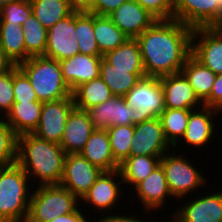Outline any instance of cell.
I'll return each mask as SVG.
<instances>
[{
	"label": "cell",
	"instance_id": "cell-45",
	"mask_svg": "<svg viewBox=\"0 0 222 222\" xmlns=\"http://www.w3.org/2000/svg\"><path fill=\"white\" fill-rule=\"evenodd\" d=\"M79 208L80 206L74 212L58 216L50 222H90V219L89 221L87 219L88 216H86Z\"/></svg>",
	"mask_w": 222,
	"mask_h": 222
},
{
	"label": "cell",
	"instance_id": "cell-24",
	"mask_svg": "<svg viewBox=\"0 0 222 222\" xmlns=\"http://www.w3.org/2000/svg\"><path fill=\"white\" fill-rule=\"evenodd\" d=\"M43 102H14L5 117L17 136L33 133L39 125Z\"/></svg>",
	"mask_w": 222,
	"mask_h": 222
},
{
	"label": "cell",
	"instance_id": "cell-13",
	"mask_svg": "<svg viewBox=\"0 0 222 222\" xmlns=\"http://www.w3.org/2000/svg\"><path fill=\"white\" fill-rule=\"evenodd\" d=\"M173 19L193 29L218 27V1L173 0Z\"/></svg>",
	"mask_w": 222,
	"mask_h": 222
},
{
	"label": "cell",
	"instance_id": "cell-44",
	"mask_svg": "<svg viewBox=\"0 0 222 222\" xmlns=\"http://www.w3.org/2000/svg\"><path fill=\"white\" fill-rule=\"evenodd\" d=\"M107 216L104 217H100L99 215V220H97V222H151L150 220L148 221H144V220H141V219H137L138 217L134 216L133 215H122L119 213V215L117 214V212L115 213L116 215H111L110 212L109 213H106ZM110 214V215H108ZM153 222V221H152Z\"/></svg>",
	"mask_w": 222,
	"mask_h": 222
},
{
	"label": "cell",
	"instance_id": "cell-41",
	"mask_svg": "<svg viewBox=\"0 0 222 222\" xmlns=\"http://www.w3.org/2000/svg\"><path fill=\"white\" fill-rule=\"evenodd\" d=\"M158 20L173 19V0H136Z\"/></svg>",
	"mask_w": 222,
	"mask_h": 222
},
{
	"label": "cell",
	"instance_id": "cell-48",
	"mask_svg": "<svg viewBox=\"0 0 222 222\" xmlns=\"http://www.w3.org/2000/svg\"><path fill=\"white\" fill-rule=\"evenodd\" d=\"M218 1V27H222V0Z\"/></svg>",
	"mask_w": 222,
	"mask_h": 222
},
{
	"label": "cell",
	"instance_id": "cell-4",
	"mask_svg": "<svg viewBox=\"0 0 222 222\" xmlns=\"http://www.w3.org/2000/svg\"><path fill=\"white\" fill-rule=\"evenodd\" d=\"M26 74L40 102H49L72 96L65 83L59 61L46 56L30 57L18 64Z\"/></svg>",
	"mask_w": 222,
	"mask_h": 222
},
{
	"label": "cell",
	"instance_id": "cell-10",
	"mask_svg": "<svg viewBox=\"0 0 222 222\" xmlns=\"http://www.w3.org/2000/svg\"><path fill=\"white\" fill-rule=\"evenodd\" d=\"M130 147V156H163L172 148L165 138L159 117L134 125Z\"/></svg>",
	"mask_w": 222,
	"mask_h": 222
},
{
	"label": "cell",
	"instance_id": "cell-33",
	"mask_svg": "<svg viewBox=\"0 0 222 222\" xmlns=\"http://www.w3.org/2000/svg\"><path fill=\"white\" fill-rule=\"evenodd\" d=\"M75 31L80 53L103 56L94 35V14L75 11Z\"/></svg>",
	"mask_w": 222,
	"mask_h": 222
},
{
	"label": "cell",
	"instance_id": "cell-47",
	"mask_svg": "<svg viewBox=\"0 0 222 222\" xmlns=\"http://www.w3.org/2000/svg\"><path fill=\"white\" fill-rule=\"evenodd\" d=\"M15 64L12 60L6 55L4 49L0 45V74L7 72L12 69Z\"/></svg>",
	"mask_w": 222,
	"mask_h": 222
},
{
	"label": "cell",
	"instance_id": "cell-17",
	"mask_svg": "<svg viewBox=\"0 0 222 222\" xmlns=\"http://www.w3.org/2000/svg\"><path fill=\"white\" fill-rule=\"evenodd\" d=\"M87 111L93 127L97 130H108L111 126L134 125V109L123 97L114 96Z\"/></svg>",
	"mask_w": 222,
	"mask_h": 222
},
{
	"label": "cell",
	"instance_id": "cell-29",
	"mask_svg": "<svg viewBox=\"0 0 222 222\" xmlns=\"http://www.w3.org/2000/svg\"><path fill=\"white\" fill-rule=\"evenodd\" d=\"M162 156H129L119 166L123 183L134 187L151 174L161 162Z\"/></svg>",
	"mask_w": 222,
	"mask_h": 222
},
{
	"label": "cell",
	"instance_id": "cell-46",
	"mask_svg": "<svg viewBox=\"0 0 222 222\" xmlns=\"http://www.w3.org/2000/svg\"><path fill=\"white\" fill-rule=\"evenodd\" d=\"M94 0H68L73 11L88 12L93 5Z\"/></svg>",
	"mask_w": 222,
	"mask_h": 222
},
{
	"label": "cell",
	"instance_id": "cell-7",
	"mask_svg": "<svg viewBox=\"0 0 222 222\" xmlns=\"http://www.w3.org/2000/svg\"><path fill=\"white\" fill-rule=\"evenodd\" d=\"M123 98L134 109V125L159 117L165 109L160 77L141 78Z\"/></svg>",
	"mask_w": 222,
	"mask_h": 222
},
{
	"label": "cell",
	"instance_id": "cell-20",
	"mask_svg": "<svg viewBox=\"0 0 222 222\" xmlns=\"http://www.w3.org/2000/svg\"><path fill=\"white\" fill-rule=\"evenodd\" d=\"M102 57L78 53L59 62L63 79L71 91L79 85L100 76Z\"/></svg>",
	"mask_w": 222,
	"mask_h": 222
},
{
	"label": "cell",
	"instance_id": "cell-23",
	"mask_svg": "<svg viewBox=\"0 0 222 222\" xmlns=\"http://www.w3.org/2000/svg\"><path fill=\"white\" fill-rule=\"evenodd\" d=\"M80 154L102 171H114L120 164L114 159L107 130L95 129Z\"/></svg>",
	"mask_w": 222,
	"mask_h": 222
},
{
	"label": "cell",
	"instance_id": "cell-19",
	"mask_svg": "<svg viewBox=\"0 0 222 222\" xmlns=\"http://www.w3.org/2000/svg\"><path fill=\"white\" fill-rule=\"evenodd\" d=\"M94 130L89 112L74 107L68 115L59 145L66 154L80 153Z\"/></svg>",
	"mask_w": 222,
	"mask_h": 222
},
{
	"label": "cell",
	"instance_id": "cell-11",
	"mask_svg": "<svg viewBox=\"0 0 222 222\" xmlns=\"http://www.w3.org/2000/svg\"><path fill=\"white\" fill-rule=\"evenodd\" d=\"M74 107L72 96L43 102L40 122L33 134L47 141L60 144L68 115Z\"/></svg>",
	"mask_w": 222,
	"mask_h": 222
},
{
	"label": "cell",
	"instance_id": "cell-6",
	"mask_svg": "<svg viewBox=\"0 0 222 222\" xmlns=\"http://www.w3.org/2000/svg\"><path fill=\"white\" fill-rule=\"evenodd\" d=\"M174 151L172 148L173 154L165 153L161 157L160 165L165 172L171 195L175 199H180L189 196L191 191L198 190V187H204L207 179L197 168L192 166L191 162L184 159L180 153L175 154Z\"/></svg>",
	"mask_w": 222,
	"mask_h": 222
},
{
	"label": "cell",
	"instance_id": "cell-30",
	"mask_svg": "<svg viewBox=\"0 0 222 222\" xmlns=\"http://www.w3.org/2000/svg\"><path fill=\"white\" fill-rule=\"evenodd\" d=\"M94 35L102 55L122 45L128 37L108 16L94 14Z\"/></svg>",
	"mask_w": 222,
	"mask_h": 222
},
{
	"label": "cell",
	"instance_id": "cell-25",
	"mask_svg": "<svg viewBox=\"0 0 222 222\" xmlns=\"http://www.w3.org/2000/svg\"><path fill=\"white\" fill-rule=\"evenodd\" d=\"M103 58L113 65L114 69L130 70V73H145L136 39L128 38L122 45L103 55Z\"/></svg>",
	"mask_w": 222,
	"mask_h": 222
},
{
	"label": "cell",
	"instance_id": "cell-27",
	"mask_svg": "<svg viewBox=\"0 0 222 222\" xmlns=\"http://www.w3.org/2000/svg\"><path fill=\"white\" fill-rule=\"evenodd\" d=\"M74 106L81 110H88L114 97L110 88L99 76L85 82L72 91Z\"/></svg>",
	"mask_w": 222,
	"mask_h": 222
},
{
	"label": "cell",
	"instance_id": "cell-40",
	"mask_svg": "<svg viewBox=\"0 0 222 222\" xmlns=\"http://www.w3.org/2000/svg\"><path fill=\"white\" fill-rule=\"evenodd\" d=\"M14 103L13 68L0 74V114L5 118Z\"/></svg>",
	"mask_w": 222,
	"mask_h": 222
},
{
	"label": "cell",
	"instance_id": "cell-1",
	"mask_svg": "<svg viewBox=\"0 0 222 222\" xmlns=\"http://www.w3.org/2000/svg\"><path fill=\"white\" fill-rule=\"evenodd\" d=\"M192 33L193 28L175 19L157 20L143 31L136 40L146 76L180 73L191 55Z\"/></svg>",
	"mask_w": 222,
	"mask_h": 222
},
{
	"label": "cell",
	"instance_id": "cell-22",
	"mask_svg": "<svg viewBox=\"0 0 222 222\" xmlns=\"http://www.w3.org/2000/svg\"><path fill=\"white\" fill-rule=\"evenodd\" d=\"M135 194L142 206L146 209L145 212L155 211L161 207H165L164 203L169 197H173L169 191L165 172L161 165H159L151 174L144 180L139 182L135 187Z\"/></svg>",
	"mask_w": 222,
	"mask_h": 222
},
{
	"label": "cell",
	"instance_id": "cell-26",
	"mask_svg": "<svg viewBox=\"0 0 222 222\" xmlns=\"http://www.w3.org/2000/svg\"><path fill=\"white\" fill-rule=\"evenodd\" d=\"M181 73L186 77L198 98L204 102L210 96L217 74L201 64L192 55L187 58Z\"/></svg>",
	"mask_w": 222,
	"mask_h": 222
},
{
	"label": "cell",
	"instance_id": "cell-43",
	"mask_svg": "<svg viewBox=\"0 0 222 222\" xmlns=\"http://www.w3.org/2000/svg\"><path fill=\"white\" fill-rule=\"evenodd\" d=\"M127 0H94L89 13L108 16Z\"/></svg>",
	"mask_w": 222,
	"mask_h": 222
},
{
	"label": "cell",
	"instance_id": "cell-32",
	"mask_svg": "<svg viewBox=\"0 0 222 222\" xmlns=\"http://www.w3.org/2000/svg\"><path fill=\"white\" fill-rule=\"evenodd\" d=\"M30 3L33 15L46 29L73 12L68 0H30Z\"/></svg>",
	"mask_w": 222,
	"mask_h": 222
},
{
	"label": "cell",
	"instance_id": "cell-15",
	"mask_svg": "<svg viewBox=\"0 0 222 222\" xmlns=\"http://www.w3.org/2000/svg\"><path fill=\"white\" fill-rule=\"evenodd\" d=\"M117 178L118 181H116ZM121 183L123 184V181L119 169L103 171L89 191L81 198L80 204L81 202H84V206L85 203L91 204L90 206H93L95 211L99 210L105 217L104 212H109L112 207H116L118 199H121L119 198L121 197L120 191H123L120 189Z\"/></svg>",
	"mask_w": 222,
	"mask_h": 222
},
{
	"label": "cell",
	"instance_id": "cell-8",
	"mask_svg": "<svg viewBox=\"0 0 222 222\" xmlns=\"http://www.w3.org/2000/svg\"><path fill=\"white\" fill-rule=\"evenodd\" d=\"M191 55L215 74L222 73V27L194 28Z\"/></svg>",
	"mask_w": 222,
	"mask_h": 222
},
{
	"label": "cell",
	"instance_id": "cell-18",
	"mask_svg": "<svg viewBox=\"0 0 222 222\" xmlns=\"http://www.w3.org/2000/svg\"><path fill=\"white\" fill-rule=\"evenodd\" d=\"M160 82L164 91L165 108L194 110L204 106L181 72L162 76Z\"/></svg>",
	"mask_w": 222,
	"mask_h": 222
},
{
	"label": "cell",
	"instance_id": "cell-35",
	"mask_svg": "<svg viewBox=\"0 0 222 222\" xmlns=\"http://www.w3.org/2000/svg\"><path fill=\"white\" fill-rule=\"evenodd\" d=\"M25 51L29 57L44 56L47 43V29L36 19L33 13L22 25Z\"/></svg>",
	"mask_w": 222,
	"mask_h": 222
},
{
	"label": "cell",
	"instance_id": "cell-3",
	"mask_svg": "<svg viewBox=\"0 0 222 222\" xmlns=\"http://www.w3.org/2000/svg\"><path fill=\"white\" fill-rule=\"evenodd\" d=\"M28 183L18 163L0 166V222H26L31 199Z\"/></svg>",
	"mask_w": 222,
	"mask_h": 222
},
{
	"label": "cell",
	"instance_id": "cell-14",
	"mask_svg": "<svg viewBox=\"0 0 222 222\" xmlns=\"http://www.w3.org/2000/svg\"><path fill=\"white\" fill-rule=\"evenodd\" d=\"M172 214L169 222H222V192L189 199ZM181 207V208H180Z\"/></svg>",
	"mask_w": 222,
	"mask_h": 222
},
{
	"label": "cell",
	"instance_id": "cell-31",
	"mask_svg": "<svg viewBox=\"0 0 222 222\" xmlns=\"http://www.w3.org/2000/svg\"><path fill=\"white\" fill-rule=\"evenodd\" d=\"M23 35L21 25L0 23V45L15 65L30 58L25 51Z\"/></svg>",
	"mask_w": 222,
	"mask_h": 222
},
{
	"label": "cell",
	"instance_id": "cell-49",
	"mask_svg": "<svg viewBox=\"0 0 222 222\" xmlns=\"http://www.w3.org/2000/svg\"><path fill=\"white\" fill-rule=\"evenodd\" d=\"M23 1V0H0V9L10 2Z\"/></svg>",
	"mask_w": 222,
	"mask_h": 222
},
{
	"label": "cell",
	"instance_id": "cell-38",
	"mask_svg": "<svg viewBox=\"0 0 222 222\" xmlns=\"http://www.w3.org/2000/svg\"><path fill=\"white\" fill-rule=\"evenodd\" d=\"M32 14L30 0L10 2L0 9V23L23 25Z\"/></svg>",
	"mask_w": 222,
	"mask_h": 222
},
{
	"label": "cell",
	"instance_id": "cell-5",
	"mask_svg": "<svg viewBox=\"0 0 222 222\" xmlns=\"http://www.w3.org/2000/svg\"><path fill=\"white\" fill-rule=\"evenodd\" d=\"M31 192L26 222H50L81 206L80 200L60 184L39 185Z\"/></svg>",
	"mask_w": 222,
	"mask_h": 222
},
{
	"label": "cell",
	"instance_id": "cell-36",
	"mask_svg": "<svg viewBox=\"0 0 222 222\" xmlns=\"http://www.w3.org/2000/svg\"><path fill=\"white\" fill-rule=\"evenodd\" d=\"M107 132L113 157L121 164L130 156V143L133 139L134 125L111 126Z\"/></svg>",
	"mask_w": 222,
	"mask_h": 222
},
{
	"label": "cell",
	"instance_id": "cell-34",
	"mask_svg": "<svg viewBox=\"0 0 222 222\" xmlns=\"http://www.w3.org/2000/svg\"><path fill=\"white\" fill-rule=\"evenodd\" d=\"M191 111L192 110L165 108L159 116L165 138L174 150L178 149V140H181L187 129Z\"/></svg>",
	"mask_w": 222,
	"mask_h": 222
},
{
	"label": "cell",
	"instance_id": "cell-9",
	"mask_svg": "<svg viewBox=\"0 0 222 222\" xmlns=\"http://www.w3.org/2000/svg\"><path fill=\"white\" fill-rule=\"evenodd\" d=\"M102 172L80 153L66 154L60 185L81 200Z\"/></svg>",
	"mask_w": 222,
	"mask_h": 222
},
{
	"label": "cell",
	"instance_id": "cell-42",
	"mask_svg": "<svg viewBox=\"0 0 222 222\" xmlns=\"http://www.w3.org/2000/svg\"><path fill=\"white\" fill-rule=\"evenodd\" d=\"M204 106L211 107L222 113V73L217 74L210 96L203 102Z\"/></svg>",
	"mask_w": 222,
	"mask_h": 222
},
{
	"label": "cell",
	"instance_id": "cell-28",
	"mask_svg": "<svg viewBox=\"0 0 222 222\" xmlns=\"http://www.w3.org/2000/svg\"><path fill=\"white\" fill-rule=\"evenodd\" d=\"M145 73H130V70L114 69L103 57L100 63V77L114 96L124 97Z\"/></svg>",
	"mask_w": 222,
	"mask_h": 222
},
{
	"label": "cell",
	"instance_id": "cell-21",
	"mask_svg": "<svg viewBox=\"0 0 222 222\" xmlns=\"http://www.w3.org/2000/svg\"><path fill=\"white\" fill-rule=\"evenodd\" d=\"M199 110V111H198ZM218 111L211 107L203 106L199 109H194L190 112L187 123V129L181 138L187 146L194 148L204 147L211 142L214 136L215 125L214 119L218 115Z\"/></svg>",
	"mask_w": 222,
	"mask_h": 222
},
{
	"label": "cell",
	"instance_id": "cell-16",
	"mask_svg": "<svg viewBox=\"0 0 222 222\" xmlns=\"http://www.w3.org/2000/svg\"><path fill=\"white\" fill-rule=\"evenodd\" d=\"M108 17L130 39H136L158 20L136 0H127Z\"/></svg>",
	"mask_w": 222,
	"mask_h": 222
},
{
	"label": "cell",
	"instance_id": "cell-2",
	"mask_svg": "<svg viewBox=\"0 0 222 222\" xmlns=\"http://www.w3.org/2000/svg\"><path fill=\"white\" fill-rule=\"evenodd\" d=\"M65 157L66 153L58 143L33 133L18 136L17 163L29 179L36 177L39 185L60 184Z\"/></svg>",
	"mask_w": 222,
	"mask_h": 222
},
{
	"label": "cell",
	"instance_id": "cell-37",
	"mask_svg": "<svg viewBox=\"0 0 222 222\" xmlns=\"http://www.w3.org/2000/svg\"><path fill=\"white\" fill-rule=\"evenodd\" d=\"M18 136L6 122L0 117V166H8L17 163Z\"/></svg>",
	"mask_w": 222,
	"mask_h": 222
},
{
	"label": "cell",
	"instance_id": "cell-12",
	"mask_svg": "<svg viewBox=\"0 0 222 222\" xmlns=\"http://www.w3.org/2000/svg\"><path fill=\"white\" fill-rule=\"evenodd\" d=\"M80 53L75 31V11L47 29L45 55L62 61Z\"/></svg>",
	"mask_w": 222,
	"mask_h": 222
},
{
	"label": "cell",
	"instance_id": "cell-39",
	"mask_svg": "<svg viewBox=\"0 0 222 222\" xmlns=\"http://www.w3.org/2000/svg\"><path fill=\"white\" fill-rule=\"evenodd\" d=\"M14 102L39 101L26 74L15 65L13 67Z\"/></svg>",
	"mask_w": 222,
	"mask_h": 222
}]
</instances>
